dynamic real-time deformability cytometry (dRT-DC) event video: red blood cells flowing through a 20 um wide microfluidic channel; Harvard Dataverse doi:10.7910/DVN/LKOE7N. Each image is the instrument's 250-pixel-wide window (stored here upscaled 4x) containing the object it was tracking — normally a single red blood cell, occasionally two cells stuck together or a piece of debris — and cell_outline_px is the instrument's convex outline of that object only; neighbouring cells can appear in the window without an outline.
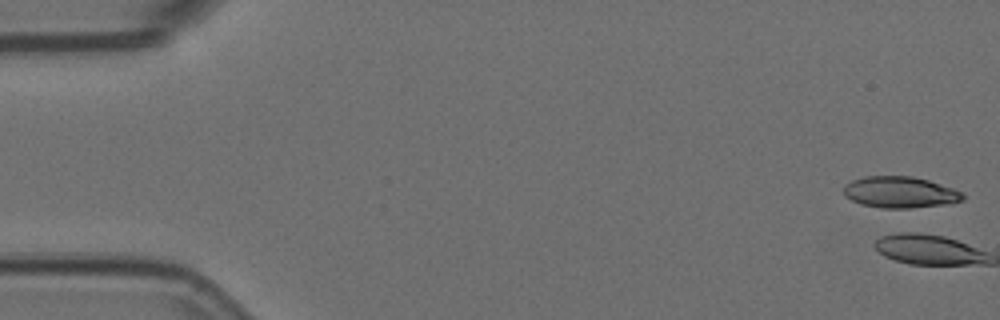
{"species": "Egyptian fruit bat (a non-hibernating species)", "species_latin": "Rousettus aegyptiacus", "temperature_condition": "room temperature", "stored_images_in_passage": 5, "camera_frame_rate_fps": 3000, "um_per_image_px": 0.085, "animal": {"sex": "female"}, "frame": {"image": 1, "passage_image": 1, "time_ms": 0.0, "image_size_px": [1000, 320], "cell_outline_px": [[964, 200], [948, 204], [912, 208], [880, 208], [860, 204], [844, 196], [844, 184], [852, 180], [864, 176], [912, 176], [928, 180], [964, 192]], "centroid_in_image_um": [76.5, 16.34], "position_along_channel_um": 8.5, "area_um2": 21.96}}